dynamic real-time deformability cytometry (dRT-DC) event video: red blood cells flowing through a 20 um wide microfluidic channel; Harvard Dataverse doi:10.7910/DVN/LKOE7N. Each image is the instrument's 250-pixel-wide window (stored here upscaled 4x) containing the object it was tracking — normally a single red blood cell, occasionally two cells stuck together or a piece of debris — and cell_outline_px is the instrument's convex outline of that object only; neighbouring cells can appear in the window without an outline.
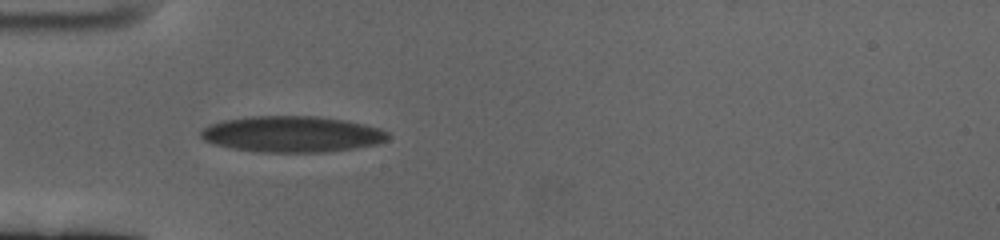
{"species": "human", "species_latin": "Homo sapiens", "temperature_condition": "cold", "stored_images_in_passage": 43, "camera_frame_rate_fps": 3000, "um_per_image_px": 0.085, "donor": {"sex": "female"}, "frame": {"image": 1, "passage_image": 1, "time_ms": 0.0, "image_size_px": [1000, 240], "cell_outline_px": [[388, 140], [376, 144], [352, 148], [324, 152], [256, 152], [232, 148], [216, 144], [204, 140], [200, 136], [200, 132], [204, 128], [212, 124], [224, 120], [252, 116], [316, 116], [340, 120], [380, 128], [388, 132]], "centroid_in_image_um": [24.8, 11.41], "position_along_channel_um": 60.2, "area_um2": 38.9}}
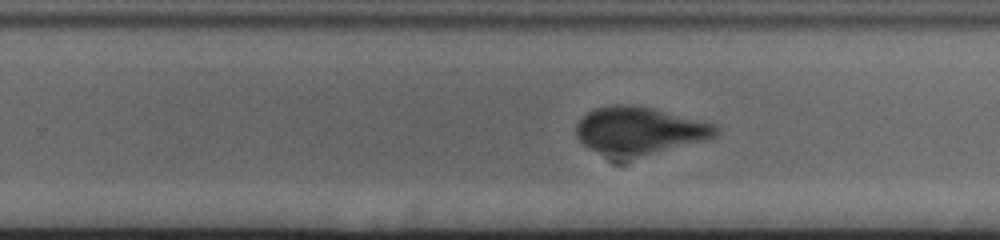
{"frame": {"image": 2, "passage_image": 21, "time_ms": 6.667, "image_size_px": [1000, 240], "cell_outline_px": [[720, 132], [716, 136], [704, 140], [640, 156], [612, 160], [588, 148], [576, 136], [576, 124], [592, 108], [612, 104], [620, 104], [652, 108], [716, 124], [720, 128]], "centroid_in_image_um": [54.3, 11.11], "position_along_channel_um": 275.5, "area_um2": 38.73}}
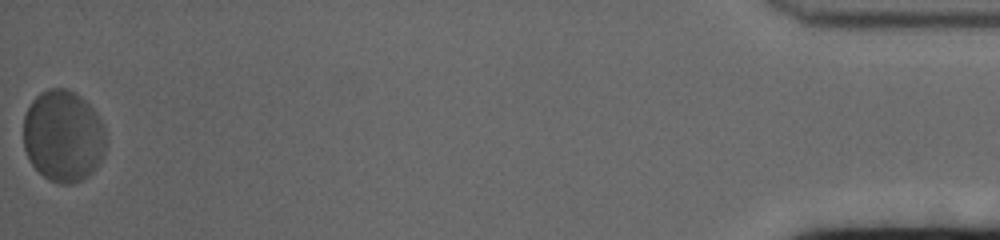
{"frame": {"image": 3, "passage_image": 43, "time_ms": 14.0, "image_size_px": [1000, 240], "cell_outline_px": [[108, 140], [104, 152], [100, 160], [92, 172], [88, 176], [72, 184], [60, 184], [48, 180], [32, 164], [24, 148], [24, 116], [32, 100], [40, 92], [48, 88], [68, 88], [76, 92], [96, 112], [104, 124]], "centroid_in_image_um": [5.4, 11.55], "position_along_channel_um": 429.8, "area_um2": 44.51}, "authors_computed_cell_mechanics": {"area_um2": 38.6104, "velocity_mm_per_s": 3.3109, "shape_relaxation_time_tau1_ms": 5.9139, "shape_relaxation_time_tau2_ms": null, "deformation_change_tau1": 0.2295, "deformation_change_tau2": null}}